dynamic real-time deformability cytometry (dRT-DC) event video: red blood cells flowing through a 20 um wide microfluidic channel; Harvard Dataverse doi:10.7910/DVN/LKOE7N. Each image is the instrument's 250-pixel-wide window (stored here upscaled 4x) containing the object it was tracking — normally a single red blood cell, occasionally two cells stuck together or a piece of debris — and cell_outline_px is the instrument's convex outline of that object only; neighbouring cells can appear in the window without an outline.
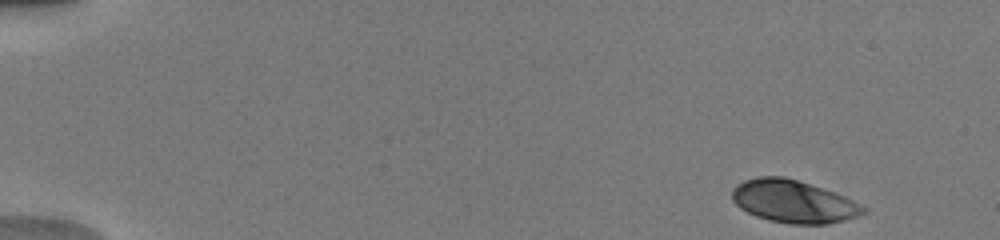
{"species": "human", "species_latin": "Homo sapiens", "temperature_condition": "warm", "stored_images_in_passage": 16, "camera_frame_rate_fps": 3000, "um_per_image_px": 0.085, "donor": {"sex": "male"}, "frame": {"image": 1, "passage_image": 1, "time_ms": 0.0, "image_size_px": [1000, 240], "cell_outline_px": [[868, 212], [860, 216], [828, 224], [788, 224], [768, 220], [756, 216], [740, 208], [732, 200], [732, 188], [736, 184], [744, 180], [760, 176], [784, 176], [836, 192], [868, 208]], "centroid_in_image_um": [67.46, 17.13], "position_along_channel_um": 17.5, "area_um2": 32.89}}
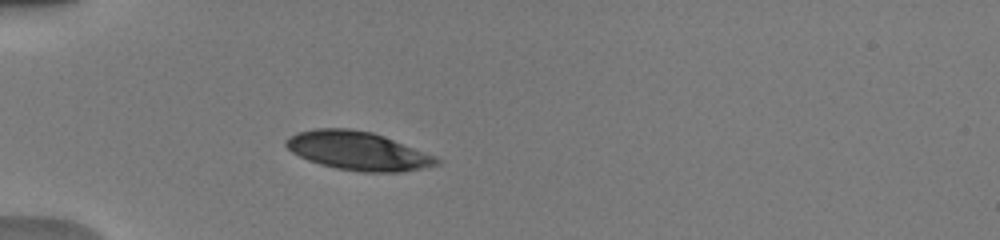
{"frame": {"image": 2, "passage_image": 10, "time_ms": 4.0, "image_size_px": [1000, 240], "cell_outline_px": [[440, 164], [400, 172], [360, 172], [336, 168], [320, 164], [308, 160], [292, 152], [284, 144], [284, 140], [288, 136], [296, 132], [316, 128], [348, 128], [372, 132], [384, 136], [436, 156], [440, 160]], "centroid_in_image_um": [30.39, 12.81], "position_along_channel_um": 54.6, "area_um2": 33.87}}
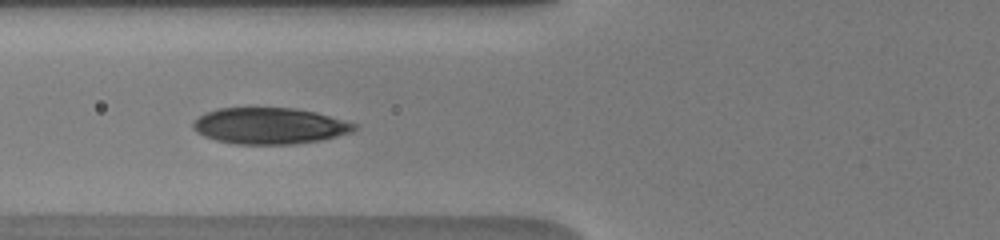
{"frame": {"image": 3, "passage_image": 14, "time_ms": 5.667, "image_size_px": [1000, 240], "cell_outline_px": [[356, 128], [352, 132], [320, 140], [292, 144], [236, 144], [216, 140], [204, 136], [196, 132], [192, 128], [192, 124], [204, 112], [216, 108], [296, 108], [316, 112], [356, 124]], "centroid_in_image_um": [22.88, 10.69], "position_along_channel_um": 102.9, "area_um2": 33.99}}